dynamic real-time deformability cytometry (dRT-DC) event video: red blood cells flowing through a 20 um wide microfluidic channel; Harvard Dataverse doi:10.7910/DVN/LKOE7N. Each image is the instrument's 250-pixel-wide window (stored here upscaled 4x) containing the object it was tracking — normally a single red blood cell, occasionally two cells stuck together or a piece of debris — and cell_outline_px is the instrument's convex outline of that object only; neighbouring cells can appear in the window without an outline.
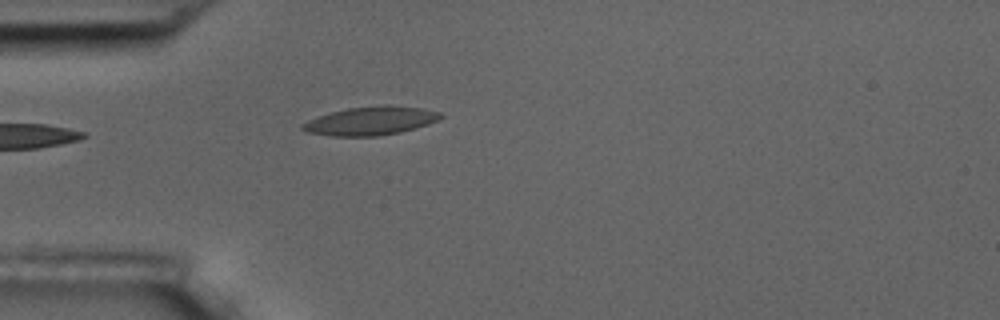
{"species": "common noctule bat (a hibernating species)", "species_latin": "Nyctalus noctula", "temperature_condition": "room temperature", "stored_images_in_passage": 2, "camera_frame_rate_fps": 3000, "um_per_image_px": 0.085, "animal": {"sex": "male", "body_mass_g": 17.5, "forearm_length_mm": 52.3}, "frame": {"image": 1, "passage_image": 2, "time_ms": 1.0, "image_size_px": [1000, 320], "cell_outline_px": [[444, 116], [428, 124], [416, 128], [400, 132], [376, 136], [332, 136], [308, 132], [300, 128], [300, 124], [316, 116], [348, 108], [384, 104], [388, 104], [424, 108], [440, 112]], "centroid_in_image_um": [31.51, 10.26], "position_along_channel_um": 53.5, "area_um2": 23.12}}